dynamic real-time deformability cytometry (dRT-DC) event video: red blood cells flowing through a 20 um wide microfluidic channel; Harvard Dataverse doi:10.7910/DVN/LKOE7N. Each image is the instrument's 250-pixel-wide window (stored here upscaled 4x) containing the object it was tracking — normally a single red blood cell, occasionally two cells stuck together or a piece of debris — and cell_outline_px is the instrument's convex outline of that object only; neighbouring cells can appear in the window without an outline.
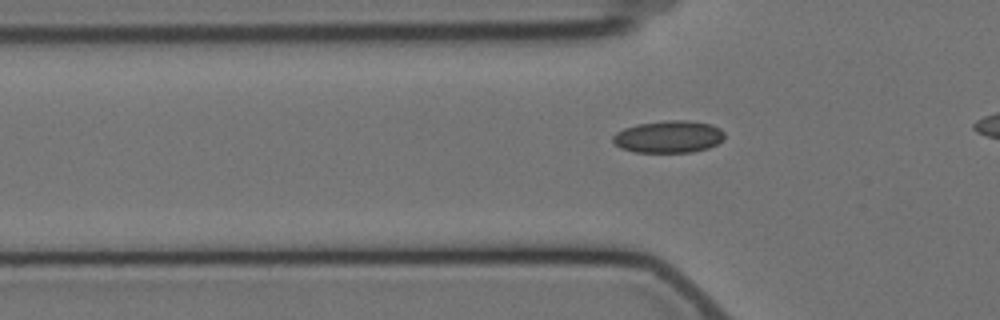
{"species": "Egyptian fruit bat (a non-hibernating species)", "species_latin": "Rousettus aegyptiacus", "temperature_condition": "cold", "stored_images_in_passage": 41, "camera_frame_rate_fps": 3000, "um_per_image_px": 0.085, "animal": {"sex": "female"}, "frame": {"image": 1, "passage_image": 13, "time_ms": 4.0, "image_size_px": [1000, 320], "cell_outline_px": [[724, 136], [716, 144], [708, 148], [692, 152], [636, 152], [620, 148], [612, 140], [612, 136], [616, 132], [624, 128], [636, 124], [664, 120], [688, 120], [712, 124], [720, 128], [724, 132]], "centroid_in_image_um": [56.81, 11.61], "position_along_channel_um": 69.0, "area_um2": 21.04}}
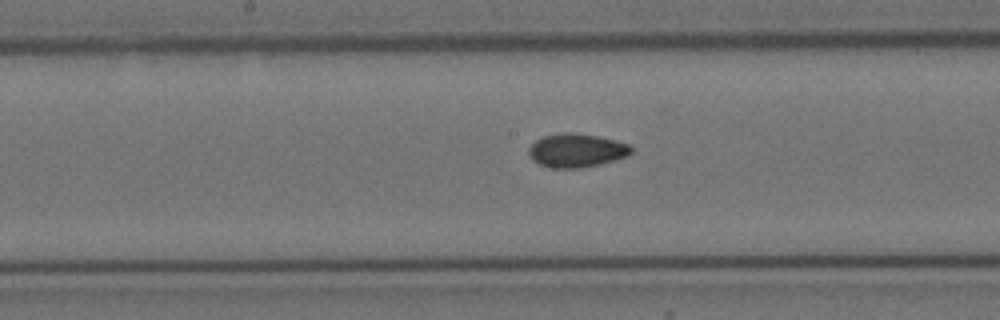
{"frame": {"image": 2, "passage_image": 24, "time_ms": 7.667, "image_size_px": [1000, 320], "cell_outline_px": [[632, 152], [628, 156], [600, 164], [580, 168], [552, 168], [540, 164], [532, 160], [528, 152], [528, 148], [536, 140], [544, 136], [564, 132], [572, 132], [596, 136], [616, 140], [628, 144], [632, 148]], "centroid_in_image_um": [49.0, 12.79], "position_along_channel_um": 199.2, "area_um2": 20.06}}
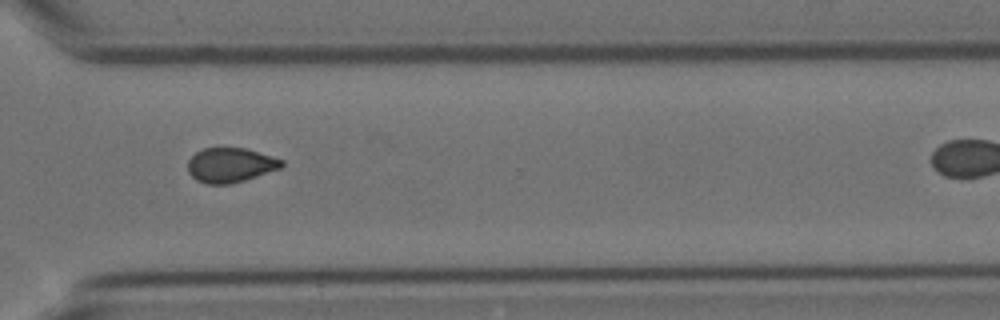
{"frame": {"image": 3, "passage_image": 37, "time_ms": 12.0, "image_size_px": [1000, 320], "cell_outline_px": [[284, 164], [280, 168], [232, 184], [208, 184], [196, 180], [188, 172], [188, 160], [196, 152], [204, 148], [244, 148], [272, 156], [284, 160]], "centroid_in_image_um": [19.57, 14.03], "position_along_channel_um": 351.0, "area_um2": 18.79}}